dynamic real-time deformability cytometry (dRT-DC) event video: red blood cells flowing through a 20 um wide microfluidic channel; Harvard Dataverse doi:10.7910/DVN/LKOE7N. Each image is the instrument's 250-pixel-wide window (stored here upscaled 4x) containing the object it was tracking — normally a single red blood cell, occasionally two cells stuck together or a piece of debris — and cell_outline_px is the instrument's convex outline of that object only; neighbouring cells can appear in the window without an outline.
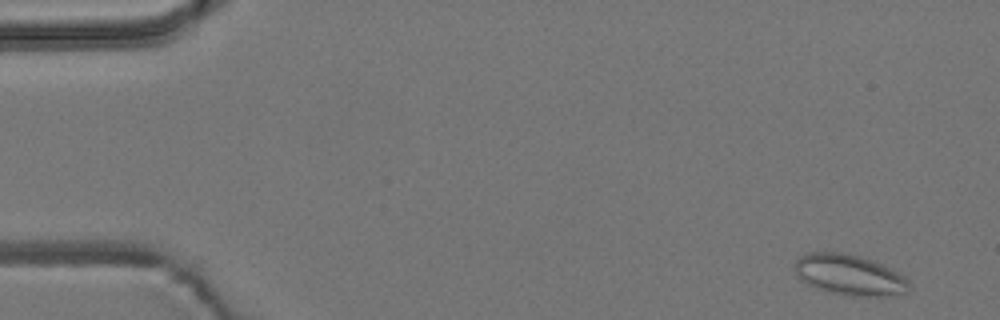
{"species": "common noctule bat (a hibernating species)", "species_latin": "Nyctalus noctula", "temperature_condition": "room temperature", "stored_images_in_passage": 5, "camera_frame_rate_fps": 3000, "um_per_image_px": 0.085, "animal": {"sex": "male", "body_mass_g": 19.2, "forearm_length_mm": 51.8}, "frame": {"image": 1, "passage_image": 1, "time_ms": 0.0, "image_size_px": [1000, 320], "cell_outline_px": [[912, 288], [908, 292], [884, 296], [848, 296], [816, 288], [800, 280], [796, 276], [796, 260], [800, 256], [808, 252], [844, 252], [860, 256], [872, 260], [904, 276], [912, 284]], "centroid_in_image_um": [72.21, 23.37], "position_along_channel_um": 12.8, "area_um2": 27.17}}